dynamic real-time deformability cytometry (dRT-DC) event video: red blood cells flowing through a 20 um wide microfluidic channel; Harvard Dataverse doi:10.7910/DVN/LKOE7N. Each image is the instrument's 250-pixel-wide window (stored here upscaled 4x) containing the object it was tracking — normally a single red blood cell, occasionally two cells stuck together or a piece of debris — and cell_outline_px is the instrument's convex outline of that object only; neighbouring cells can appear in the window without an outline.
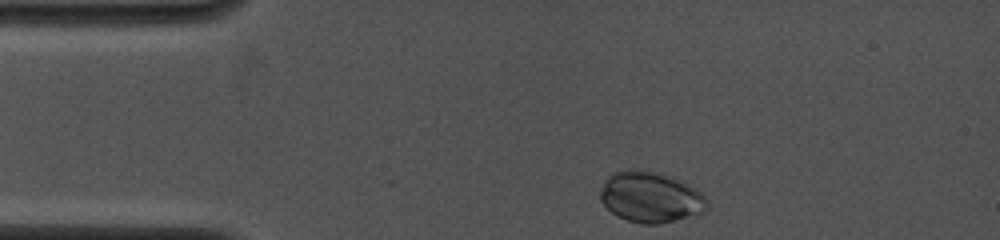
{"species": "common noctule bat (a hibernating species)", "species_latin": "Nyctalus noctula", "temperature_condition": "cold", "stored_images_in_passage": 29, "camera_frame_rate_fps": 4000, "um_per_image_px": 0.085, "animal": {"sex": "female", "body_mass_g": 19.0, "forearm_length_mm": 53.3}, "frame": {"image": 1, "passage_image": 1, "time_ms": 0.0, "image_size_px": [1000, 240], "cell_outline_px": [[708, 208], [704, 212], [696, 216], [660, 224], [644, 224], [628, 220], [616, 216], [600, 200], [600, 192], [604, 180], [612, 172], [628, 168], [636, 168], [672, 176], [696, 188], [708, 200]], "centroid_in_image_um": [55.31, 16.75], "position_along_channel_um": 29.7, "area_um2": 32.14}}
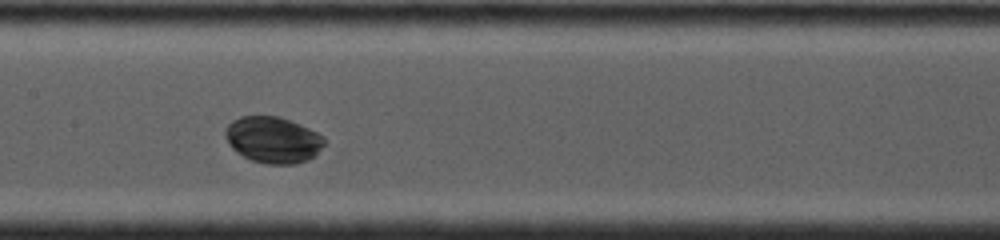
{"frame": {"image": 2, "passage_image": 13, "time_ms": 5.0, "image_size_px": [1000, 240], "cell_outline_px": [[324, 144], [316, 156], [308, 160], [296, 164], [268, 164], [252, 160], [236, 152], [228, 144], [224, 136], [224, 128], [232, 120], [240, 116], [280, 116], [300, 124], [324, 136]], "centroid_in_image_um": [23.19, 11.88], "position_along_channel_um": 184.2, "area_um2": 26.99}}
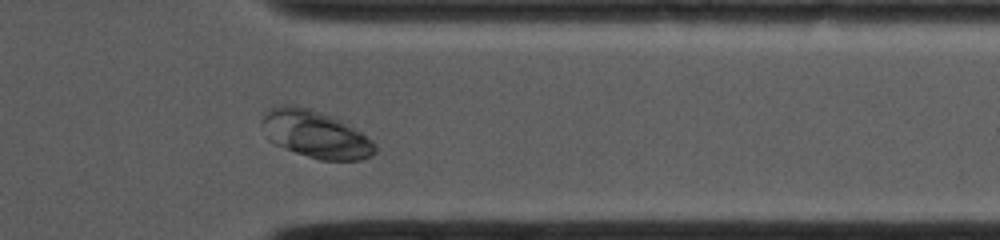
{"frame": {"image": 3, "passage_image": 24, "time_ms": 10.0, "image_size_px": [1000, 240], "cell_outline_px": [[376, 152], [372, 156], [360, 160], [320, 160], [284, 148], [268, 140], [260, 124], [260, 120], [268, 108], [276, 104], [292, 104], [308, 108], [320, 112], [340, 120], [348, 124], [372, 140], [376, 144]], "centroid_in_image_um": [26.77, 11.39], "position_along_channel_um": 384.6, "area_um2": 31.39}, "authors_computed_cell_mechanics": {"area_um2": 28.4954, "velocity_mm_per_s": 3.9876, "shape_relaxation_time_tau1_ms": 1.474, "shape_relaxation_time_tau2_ms": null, "deformation_change_tau1": 0.0635, "deformation_change_tau2": null}}